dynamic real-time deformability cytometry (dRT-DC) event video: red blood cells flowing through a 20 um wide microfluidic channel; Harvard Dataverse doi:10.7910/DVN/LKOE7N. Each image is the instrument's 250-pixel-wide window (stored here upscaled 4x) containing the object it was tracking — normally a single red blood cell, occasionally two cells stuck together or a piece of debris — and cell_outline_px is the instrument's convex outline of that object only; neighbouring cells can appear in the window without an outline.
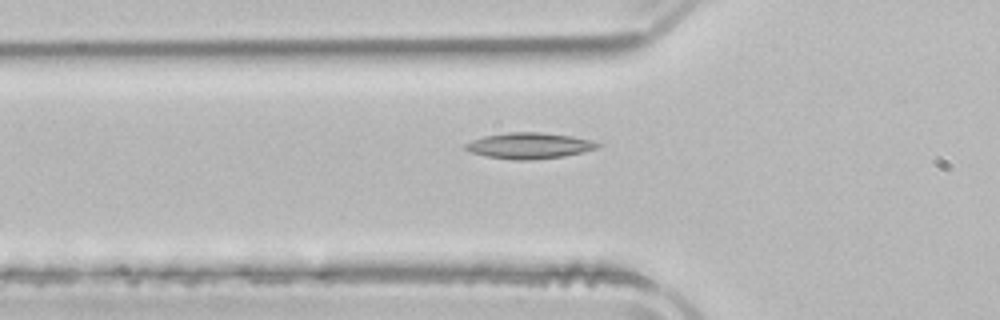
{"species": "common noctule bat (a hibernating species)", "species_latin": "Nyctalus noctula", "temperature_condition": "room temperature", "stored_images_in_passage": 37, "camera_frame_rate_fps": 3000, "um_per_image_px": 0.085, "animal": {"sex": "male", "body_mass_g": 21.5, "forearm_length_mm": 52.0}, "frame": {"image": 1, "passage_image": 3, "time_ms": 0.667, "image_size_px": [1000, 320], "cell_outline_px": [[604, 144], [600, 148], [584, 152], [564, 156], [528, 160], [512, 160], [488, 156], [468, 152], [464, 148], [464, 144], [472, 140], [484, 136], [508, 132], [540, 132], [572, 136], [592, 140]], "centroid_in_image_um": [45.03, 12.38], "position_along_channel_um": 80.8, "area_um2": 20.23}}
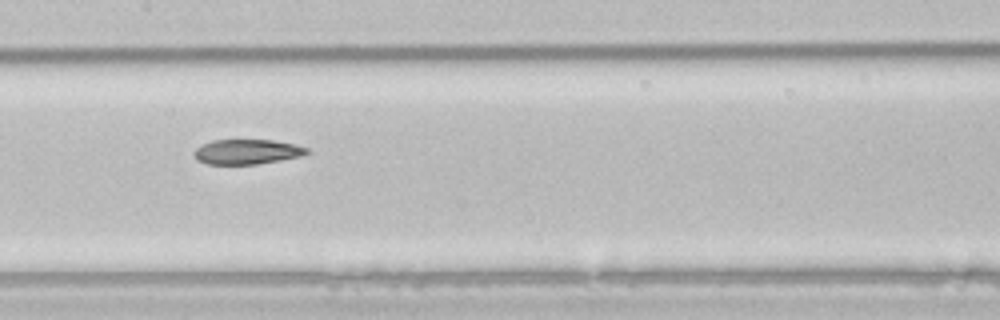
{"frame": {"image": 2, "passage_image": 11, "time_ms": 3.333, "image_size_px": [1000, 320], "cell_outline_px": [[312, 152], [300, 156], [280, 160], [256, 164], [208, 164], [196, 160], [192, 152], [196, 148], [212, 140], [272, 140], [296, 144], [308, 148]], "centroid_in_image_um": [21.0, 12.9], "position_along_channel_um": 186.4, "area_um2": 16.42}}
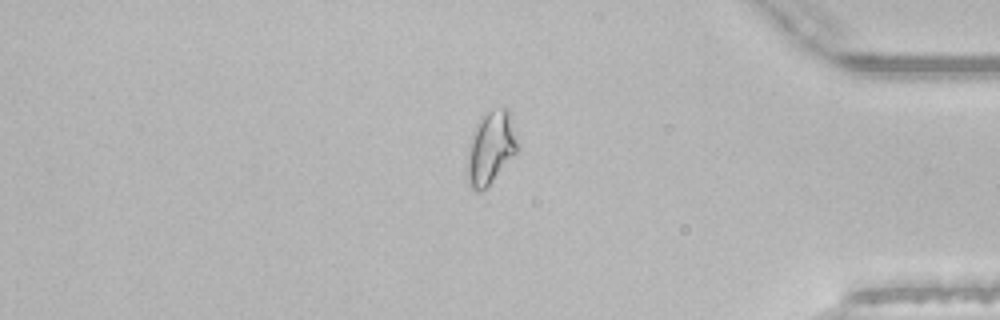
{"frame": {"image": 3, "passage_image": 29, "time_ms": 9.333, "image_size_px": [1000, 320], "cell_outline_px": [[516, 152], [492, 180], [480, 192], [476, 192], [468, 188], [464, 176], [468, 148], [472, 132], [480, 116], [488, 112], [500, 108], [508, 108], [516, 144]], "centroid_in_image_um": [41.59, 12.62], "position_along_channel_um": 393.6, "area_um2": 21.15}}